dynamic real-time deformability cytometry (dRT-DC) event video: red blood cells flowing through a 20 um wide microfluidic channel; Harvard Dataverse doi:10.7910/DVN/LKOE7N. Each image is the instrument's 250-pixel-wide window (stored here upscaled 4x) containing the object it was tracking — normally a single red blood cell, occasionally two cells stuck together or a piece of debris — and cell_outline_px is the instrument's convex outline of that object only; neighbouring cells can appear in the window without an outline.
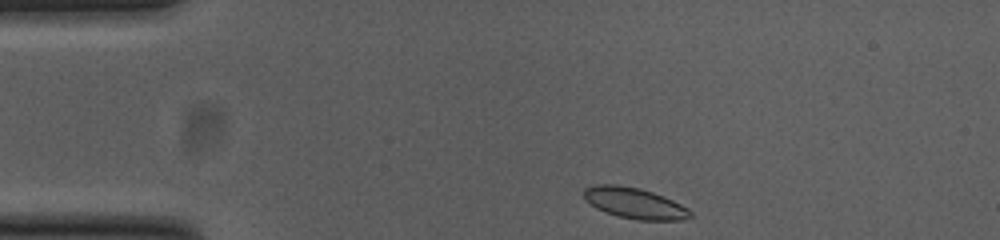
{"species": "common noctule bat (a hibernating species)", "species_latin": "Nyctalus noctula", "temperature_condition": "cold", "stored_images_in_passage": 45, "camera_frame_rate_fps": 3000, "um_per_image_px": 0.085, "animal": {"sex": "female", "body_mass_g": 23.0, "forearm_length_mm": 53.4}, "frame": {"image": 1, "passage_image": 1, "time_ms": 0.0, "image_size_px": [1000, 240], "cell_outline_px": [[692, 216], [684, 220], [636, 220], [604, 212], [596, 208], [584, 196], [584, 188], [596, 184], [616, 184], [640, 188], [652, 192], [672, 200], [688, 208], [692, 212]], "centroid_in_image_um": [53.96, 17.27], "position_along_channel_um": 31.0, "area_um2": 19.07}}
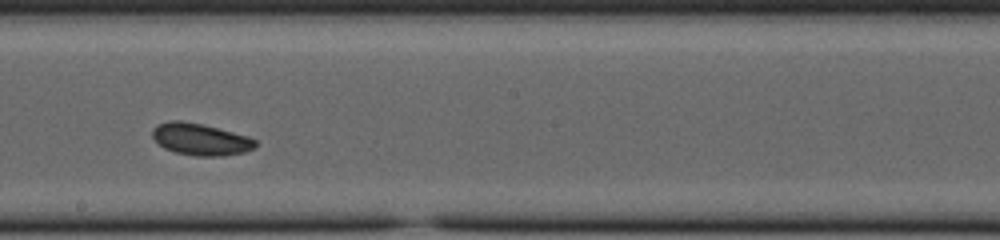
{"frame": {"image": 2, "passage_image": 21, "time_ms": 6.667, "image_size_px": [1000, 240], "cell_outline_px": [[256, 148], [244, 152], [224, 156], [196, 156], [176, 152], [164, 148], [152, 136], [152, 128], [156, 124], [168, 120], [180, 120], [200, 124], [248, 136], [256, 140]], "centroid_in_image_um": [17.03, 11.84], "position_along_channel_um": 231.2, "area_um2": 19.07}}
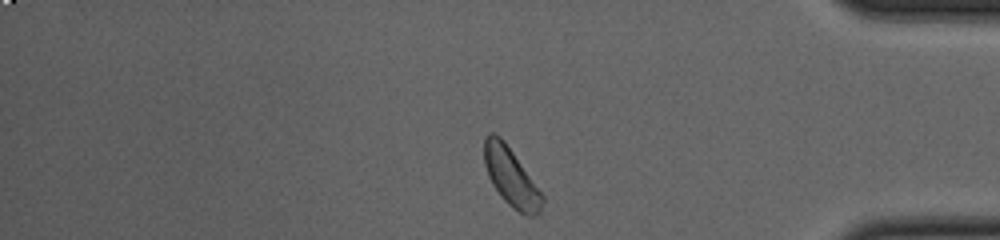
{"frame": {"image": 3, "passage_image": 36, "time_ms": 11.667, "image_size_px": [1000, 240], "cell_outline_px": [[544, 200], [540, 216], [524, 216], [512, 208], [500, 196], [492, 184], [488, 176], [484, 164], [484, 136], [488, 132], [492, 132], [500, 136], [504, 140], [544, 196]], "centroid_in_image_um": [43.44, 15.08], "position_along_channel_um": 391.8, "area_um2": 20.0}, "authors_computed_cell_mechanics": {"area_um2": 19.0162, "velocity_mm_per_s": 3.7511, "shape_relaxation_time_tau1_ms": 6.1488, "shape_relaxation_time_tau2_ms": null, "deformation_change_tau1": 0.095, "deformation_change_tau2": null}}